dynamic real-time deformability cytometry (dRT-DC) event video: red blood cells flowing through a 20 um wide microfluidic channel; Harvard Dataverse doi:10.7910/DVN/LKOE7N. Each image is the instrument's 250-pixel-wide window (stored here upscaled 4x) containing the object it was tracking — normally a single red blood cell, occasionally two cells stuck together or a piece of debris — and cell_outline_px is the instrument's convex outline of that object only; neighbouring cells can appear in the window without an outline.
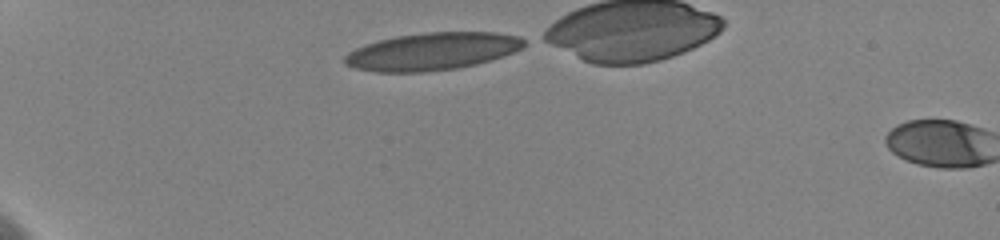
{"species": "human", "species_latin": "Homo sapiens", "temperature_condition": "cold", "stored_images_in_passage": 3, "camera_frame_rate_fps": 3000, "um_per_image_px": 0.085, "donor": {"sex": "female"}, "frame": {"image": 1, "passage_image": 1, "time_ms": 0.0, "image_size_px": [1000, 240], "cell_outline_px": [[528, 40], [524, 48], [504, 56], [492, 60], [460, 68], [424, 72], [376, 72], [356, 68], [344, 64], [344, 56], [348, 52], [356, 48], [380, 40], [396, 36], [428, 32], [496, 32], [520, 36]], "centroid_in_image_um": [36.81, 4.37], "position_along_channel_um": 48.2, "area_um2": 39.48}}